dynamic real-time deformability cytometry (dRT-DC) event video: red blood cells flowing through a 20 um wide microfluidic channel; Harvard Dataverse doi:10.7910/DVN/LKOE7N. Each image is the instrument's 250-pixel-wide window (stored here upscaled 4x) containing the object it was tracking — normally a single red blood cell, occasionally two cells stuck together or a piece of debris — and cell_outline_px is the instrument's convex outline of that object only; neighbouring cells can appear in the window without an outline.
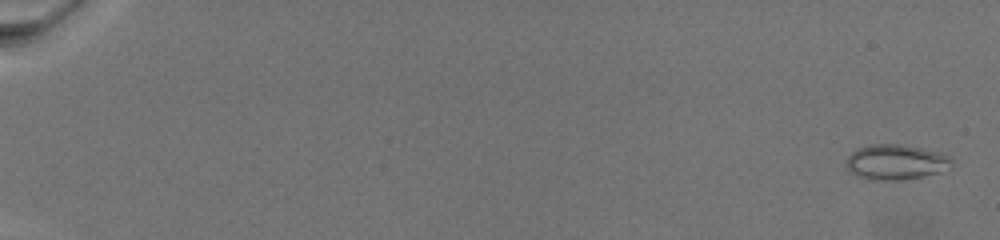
{"species": "common noctule bat (a hibernating species)", "species_latin": "Nyctalus noctula", "temperature_condition": "warm", "stored_images_in_passage": 63, "camera_frame_rate_fps": 3000, "um_per_image_px": 0.085, "animal": {"sex": "female", "body_mass_g": 19.5, "forearm_length_mm": 54.1}, "frame": {"image": 1, "passage_image": 1, "time_ms": 0.0, "image_size_px": [1000, 240], "cell_outline_px": [[952, 168], [940, 172], [924, 176], [896, 180], [868, 180], [856, 176], [848, 172], [844, 160], [856, 148], [872, 144], [900, 144], [920, 148], [936, 152], [948, 156], [952, 160]], "centroid_in_image_um": [76.08, 13.79], "position_along_channel_um": 8.9, "area_um2": 21.85}}
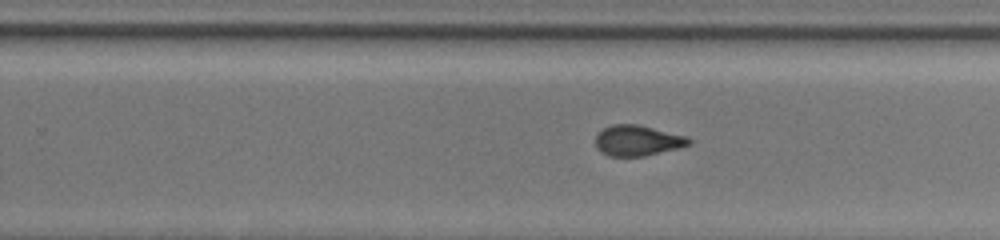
{"frame": {"image": 2, "passage_image": 41, "time_ms": 16.0, "image_size_px": [1000, 240], "cell_outline_px": [[692, 144], [644, 156], [608, 156], [600, 152], [596, 148], [596, 132], [612, 124], [636, 124], [688, 136], [692, 140]], "centroid_in_image_um": [54.17, 11.94], "position_along_channel_um": 275.6, "area_um2": 16.7}}
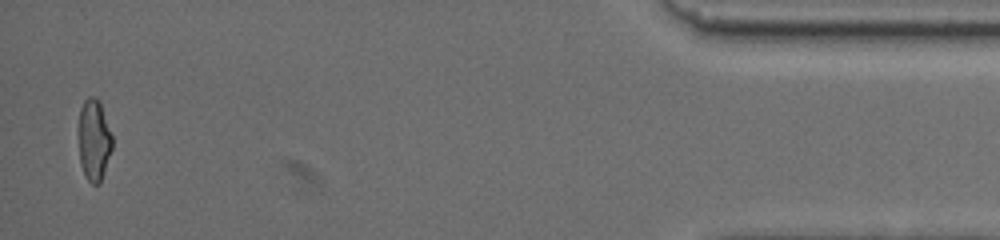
{"frame": {"image": 3, "passage_image": 63, "time_ms": 23.333, "image_size_px": [1000, 240], "cell_outline_px": [[112, 148], [100, 184], [92, 184], [84, 176], [80, 164], [80, 108], [84, 100], [88, 96], [92, 96], [100, 104], [112, 136]], "centroid_in_image_um": [7.99, 11.95], "position_along_channel_um": 427.2, "area_um2": 15.55}}